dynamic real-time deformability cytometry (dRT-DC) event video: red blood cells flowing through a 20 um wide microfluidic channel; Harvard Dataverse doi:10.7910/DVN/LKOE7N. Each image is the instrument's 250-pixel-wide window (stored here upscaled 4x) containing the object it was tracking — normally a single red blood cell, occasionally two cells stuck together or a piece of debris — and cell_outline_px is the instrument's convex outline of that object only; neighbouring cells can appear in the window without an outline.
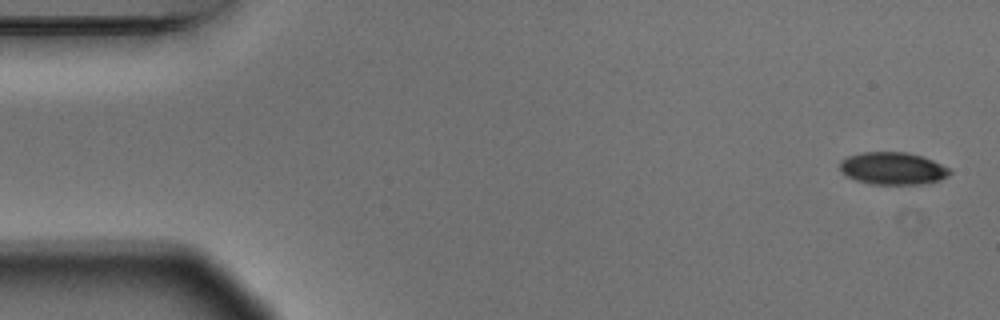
{"species": "Egyptian fruit bat (a non-hibernating species)", "species_latin": "Rousettus aegyptiacus", "temperature_condition": "warm", "stored_images_in_passage": 5, "camera_frame_rate_fps": 3000, "um_per_image_px": 0.085, "animal": {"sex": "male"}, "frame": {"image": 1, "passage_image": 1, "time_ms": 0.0, "image_size_px": [1000, 320], "cell_outline_px": [[952, 172], [948, 176], [940, 180], [920, 184], [872, 184], [856, 180], [840, 172], [840, 160], [848, 156], [864, 152], [904, 152], [920, 156], [932, 160], [948, 168]], "centroid_in_image_um": [75.86, 14.32], "position_along_channel_um": 9.1, "area_um2": 20.58}}
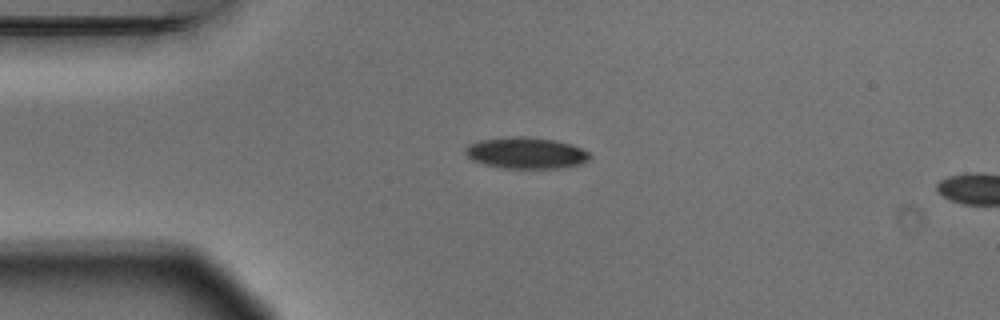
{"frame": {"image": 2, "passage_image": 4, "time_ms": 1.0, "image_size_px": [1000, 320], "cell_outline_px": [[592, 156], [588, 160], [580, 164], [560, 168], [504, 168], [484, 164], [472, 160], [464, 152], [464, 148], [468, 144], [480, 140], [520, 136], [524, 136], [556, 140], [572, 144], [588, 152]], "centroid_in_image_um": [44.71, 13.0], "position_along_channel_um": 40.3, "area_um2": 22.72}}